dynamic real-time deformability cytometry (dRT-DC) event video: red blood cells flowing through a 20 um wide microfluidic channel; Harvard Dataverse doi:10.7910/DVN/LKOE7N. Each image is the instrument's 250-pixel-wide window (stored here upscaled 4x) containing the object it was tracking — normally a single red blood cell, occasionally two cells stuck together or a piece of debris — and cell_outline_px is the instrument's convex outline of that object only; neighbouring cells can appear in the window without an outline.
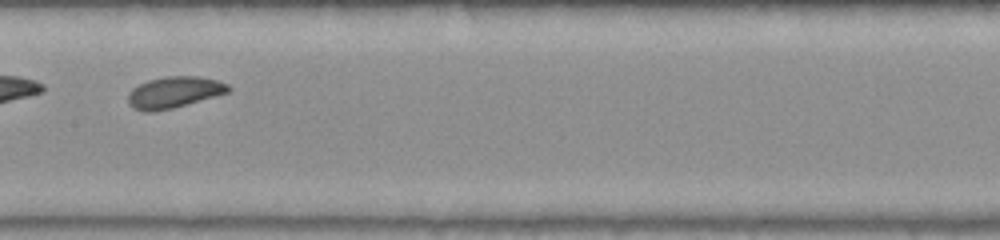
{"species": "common noctule bat (a hibernating species)", "species_latin": "Nyctalus noctula", "temperature_condition": "warm", "stored_images_in_passage": 18, "camera_frame_rate_fps": 3000, "um_per_image_px": 0.085, "animal": {"sex": "female", "body_mass_g": 22.0, "forearm_length_mm": 56.7}, "frame": {"image": 1, "passage_image": 11, "time_ms": 3.333, "image_size_px": [1000, 240], "cell_outline_px": [[232, 88], [228, 92], [216, 96], [172, 108], [148, 112], [144, 112], [128, 104], [128, 92], [132, 88], [148, 80], [164, 76], [196, 76], [216, 80], [228, 84]], "centroid_in_image_um": [14.79, 7.83], "position_along_channel_um": 192.6, "area_um2": 18.21}}